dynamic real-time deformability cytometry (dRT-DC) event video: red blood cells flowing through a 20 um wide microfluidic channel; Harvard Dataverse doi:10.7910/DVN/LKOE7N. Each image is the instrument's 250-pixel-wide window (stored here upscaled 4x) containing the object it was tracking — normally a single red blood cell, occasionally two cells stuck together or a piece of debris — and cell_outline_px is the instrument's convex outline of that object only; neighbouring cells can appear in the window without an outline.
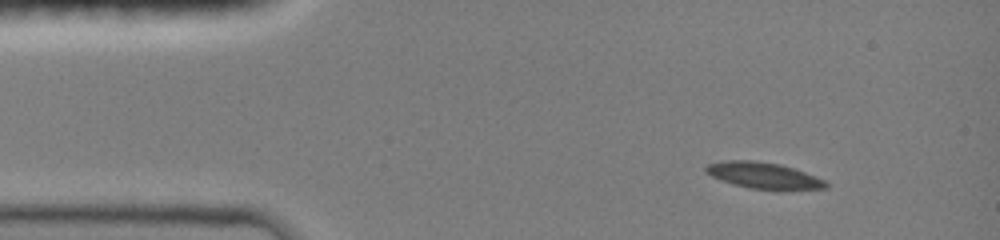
{"species": "common noctule bat (a hibernating species)", "species_latin": "Nyctalus noctula", "temperature_condition": "room temperature", "stored_images_in_passage": 22, "camera_frame_rate_fps": 3000, "um_per_image_px": 0.085, "animal": {"sex": "female", "body_mass_g": 19.0, "forearm_length_mm": 51.5}, "frame": {"image": 1, "passage_image": 1, "time_ms": 0.0, "image_size_px": [1000, 240], "cell_outline_px": [[828, 188], [776, 192], [748, 188], [732, 184], [712, 176], [704, 172], [704, 168], [708, 164], [724, 160], [752, 160], [780, 164], [816, 176], [824, 180], [828, 184]], "centroid_in_image_um": [64.93, 14.96], "position_along_channel_um": 20.1, "area_um2": 18.96}}
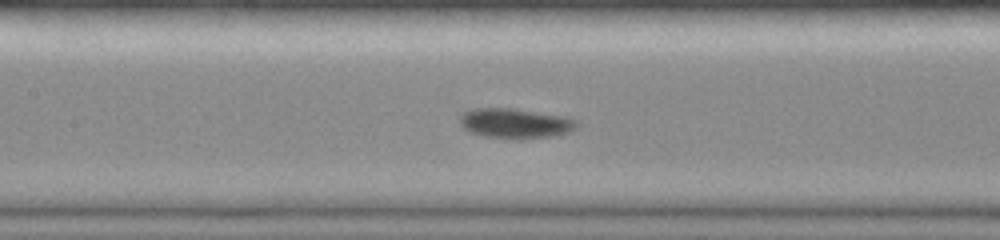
{"frame": {"image": 2, "passage_image": 13, "time_ms": 4.0, "image_size_px": [1000, 240], "cell_outline_px": [[576, 128], [568, 132], [552, 136], [516, 140], [484, 136], [468, 132], [460, 124], [460, 116], [464, 112], [472, 108], [512, 108], [564, 116], [576, 120]], "centroid_in_image_um": [43.75, 10.49], "position_along_channel_um": 163.6, "area_um2": 20.52}}
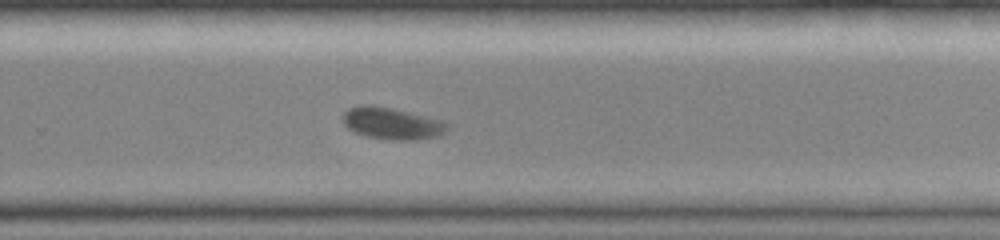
{"frame": {"image": 3, "passage_image": 22, "time_ms": 7.0, "image_size_px": [1000, 240], "cell_outline_px": [[452, 124], [440, 136], [416, 140], [392, 140], [368, 136], [356, 132], [348, 128], [344, 124], [340, 116], [348, 108], [360, 104], [372, 104], [392, 108], [440, 120]], "centroid_in_image_um": [33.29, 10.48], "position_along_channel_um": 296.5, "area_um2": 19.54}}